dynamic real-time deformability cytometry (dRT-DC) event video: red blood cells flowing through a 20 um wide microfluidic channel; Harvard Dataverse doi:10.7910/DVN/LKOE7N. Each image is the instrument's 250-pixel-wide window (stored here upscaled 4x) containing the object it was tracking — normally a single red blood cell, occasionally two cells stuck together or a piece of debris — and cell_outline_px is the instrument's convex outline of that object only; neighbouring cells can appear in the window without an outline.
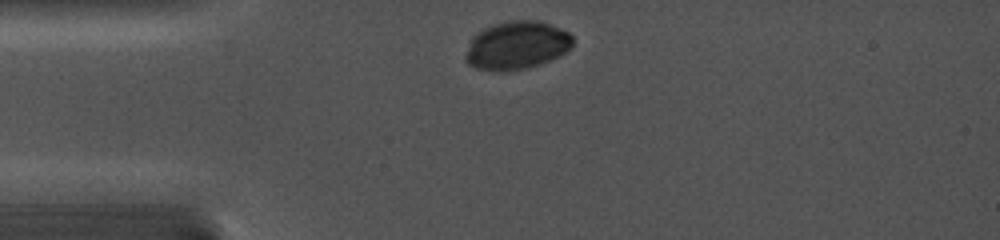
{"species": "common noctule bat (a hibernating species)", "species_latin": "Nyctalus noctula", "temperature_condition": "cold", "stored_images_in_passage": 2, "camera_frame_rate_fps": 5000, "um_per_image_px": 0.085, "animal": {"sex": "female", "body_mass_g": 19.0, "forearm_length_mm": 56.7}, "frame": {"image": 1, "passage_image": 1, "time_ms": 0.0, "image_size_px": [1000, 240], "cell_outline_px": [[572, 48], [560, 56], [524, 68], [500, 72], [476, 68], [468, 64], [464, 60], [464, 56], [472, 36], [476, 32], [492, 24], [512, 20], [540, 20], [560, 28], [568, 32], [572, 36]], "centroid_in_image_um": [43.89, 3.84], "position_along_channel_um": 41.1, "area_um2": 30.23}}